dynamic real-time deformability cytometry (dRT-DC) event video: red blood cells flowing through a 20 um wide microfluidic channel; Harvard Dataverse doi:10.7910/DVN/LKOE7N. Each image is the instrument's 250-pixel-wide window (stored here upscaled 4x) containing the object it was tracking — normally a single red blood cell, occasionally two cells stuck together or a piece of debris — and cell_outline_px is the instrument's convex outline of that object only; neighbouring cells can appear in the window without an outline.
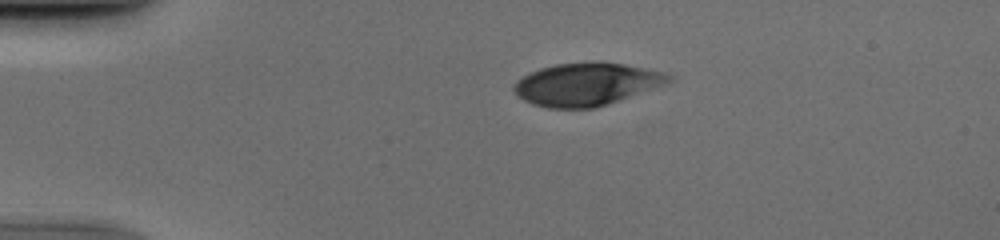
{"species": "human", "species_latin": "Homo sapiens", "temperature_condition": "cold", "stored_images_in_passage": 51, "camera_frame_rate_fps": 3000, "um_per_image_px": 0.085, "donor": {"sex": "male"}, "frame": {"image": 1, "passage_image": 11, "time_ms": 3.333, "image_size_px": [1000, 240], "cell_outline_px": [[676, 80], [620, 100], [596, 108], [548, 108], [532, 104], [516, 96], [512, 92], [512, 84], [516, 80], [540, 68], [556, 64], [592, 60], [596, 60], [624, 64], [664, 72], [676, 76]], "centroid_in_image_um": [49.85, 7.15], "position_along_channel_um": 35.2, "area_um2": 39.13}}
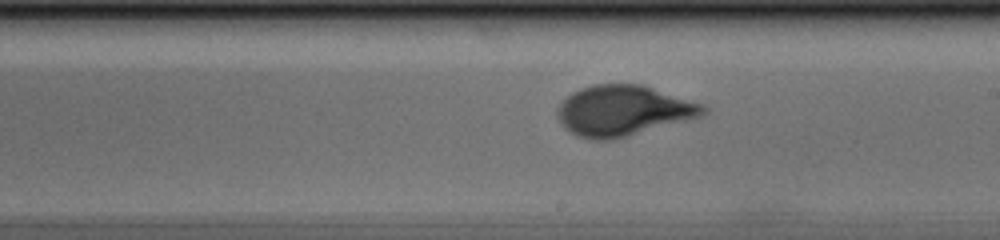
{"frame": {"image": 2, "passage_image": 30, "time_ms": 9.667, "image_size_px": [1000, 240], "cell_outline_px": [[708, 112], [704, 116], [612, 140], [592, 140], [576, 136], [568, 132], [564, 128], [556, 116], [556, 108], [572, 92], [592, 84], [640, 84], [704, 104], [708, 108]], "centroid_in_image_um": [52.97, 9.42], "position_along_channel_um": 236.0, "area_um2": 43.18}}
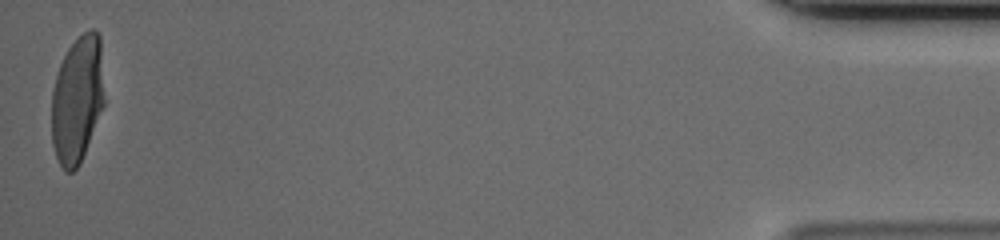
{"frame": {"image": 3, "passage_image": 51, "time_ms": 16.667, "image_size_px": [1000, 240], "cell_outline_px": [[104, 104], [80, 164], [72, 172], [64, 172], [56, 156], [52, 144], [52, 92], [56, 76], [60, 64], [68, 48], [88, 28], [92, 28], [100, 36], [104, 96]], "centroid_in_image_um": [6.57, 8.46], "position_along_channel_um": 428.6, "area_um2": 38.96}}